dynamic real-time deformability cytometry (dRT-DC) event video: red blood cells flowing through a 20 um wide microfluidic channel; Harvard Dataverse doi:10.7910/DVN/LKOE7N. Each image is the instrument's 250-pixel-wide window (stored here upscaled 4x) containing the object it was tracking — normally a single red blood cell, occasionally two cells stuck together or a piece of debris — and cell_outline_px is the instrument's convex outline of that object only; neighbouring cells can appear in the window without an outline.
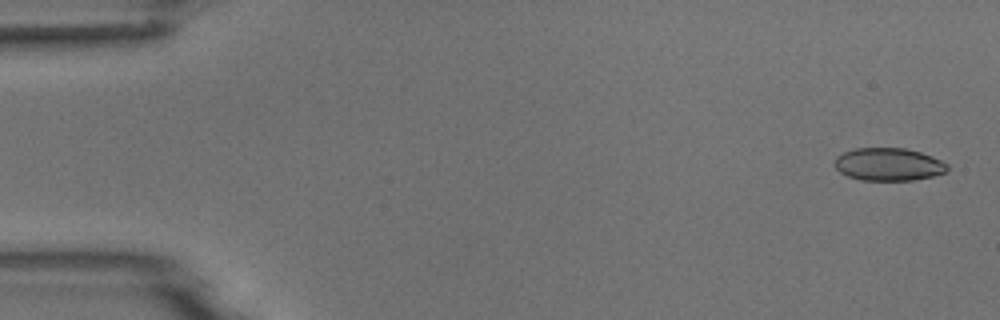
{"species": "common noctule bat (a hibernating species)", "species_latin": "Nyctalus noctula", "temperature_condition": "room temperature", "stored_images_in_passage": 5, "camera_frame_rate_fps": 3000, "um_per_image_px": 0.085, "animal": {"sex": "male", "body_mass_g": 18.8}, "frame": {"image": 1, "passage_image": 1, "time_ms": 0.0, "image_size_px": [1000, 320], "cell_outline_px": [[948, 172], [932, 176], [912, 180], [860, 180], [848, 176], [840, 172], [836, 168], [836, 156], [844, 152], [856, 148], [904, 148], [920, 152], [932, 156], [948, 164]], "centroid_in_image_um": [75.54, 13.97], "position_along_channel_um": 9.5, "area_um2": 21.44}}
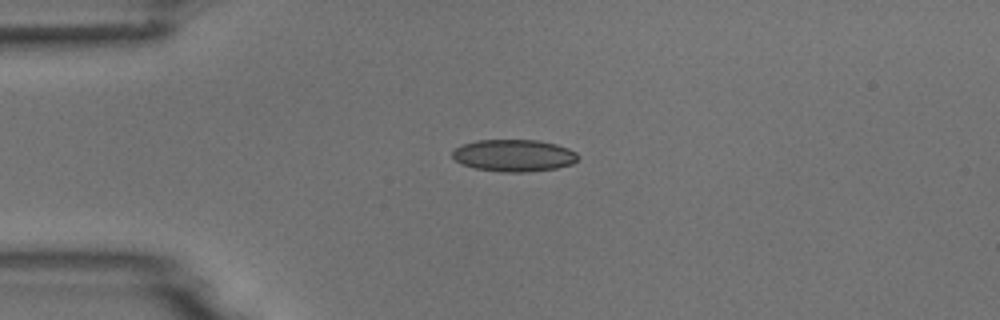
{"frame": {"image": 2, "passage_image": 4, "time_ms": 3.667, "image_size_px": [1000, 320], "cell_outline_px": [[580, 156], [572, 164], [556, 168], [524, 172], [500, 172], [476, 168], [460, 164], [452, 156], [452, 152], [456, 148], [464, 144], [476, 140], [536, 140], [556, 144], [568, 148], [576, 152]], "centroid_in_image_um": [43.69, 13.22], "position_along_channel_um": 41.3, "area_um2": 23.41}}